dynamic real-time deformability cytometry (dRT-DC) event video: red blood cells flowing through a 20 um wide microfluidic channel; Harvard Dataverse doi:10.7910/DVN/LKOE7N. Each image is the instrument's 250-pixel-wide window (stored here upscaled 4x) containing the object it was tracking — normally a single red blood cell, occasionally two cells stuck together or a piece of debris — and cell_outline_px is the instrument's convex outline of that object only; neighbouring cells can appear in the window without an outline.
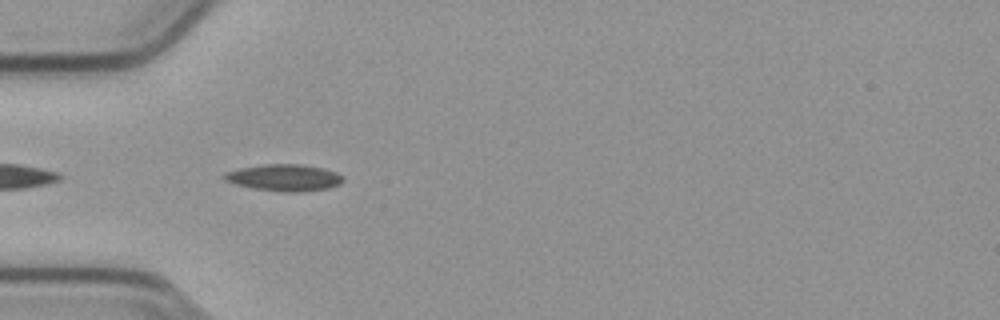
{"species": "common noctule bat (a hibernating species)", "species_latin": "Nyctalus noctula", "temperature_condition": "cold", "stored_images_in_passage": 9, "camera_frame_rate_fps": 3000, "um_per_image_px": 0.085, "animal": {"sex": "male", "body_mass_g": 23.1, "forearm_length_mm": 52.7}, "frame": {"image": 1, "passage_image": 2, "time_ms": 0.333, "image_size_px": [1000, 320], "cell_outline_px": [[344, 180], [340, 184], [328, 188], [304, 192], [284, 192], [252, 188], [236, 184], [224, 180], [220, 176], [224, 172], [240, 168], [264, 164], [300, 164], [324, 168], [336, 172], [344, 176]], "centroid_in_image_um": [24.16, 15.1], "position_along_channel_um": 60.8, "area_um2": 18.73}}
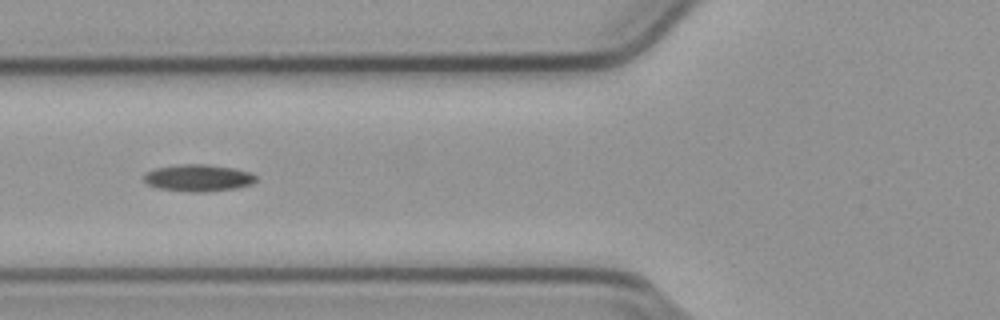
{"frame": {"image": 2, "passage_image": 6, "time_ms": 1.667, "image_size_px": [1000, 320], "cell_outline_px": [[256, 180], [252, 184], [236, 188], [204, 192], [188, 192], [156, 188], [148, 184], [144, 180], [144, 176], [148, 172], [156, 168], [180, 164], [204, 164], [232, 168], [248, 172], [256, 176]], "centroid_in_image_um": [16.84, 15.13], "position_along_channel_um": 109.0, "area_um2": 17.46}}